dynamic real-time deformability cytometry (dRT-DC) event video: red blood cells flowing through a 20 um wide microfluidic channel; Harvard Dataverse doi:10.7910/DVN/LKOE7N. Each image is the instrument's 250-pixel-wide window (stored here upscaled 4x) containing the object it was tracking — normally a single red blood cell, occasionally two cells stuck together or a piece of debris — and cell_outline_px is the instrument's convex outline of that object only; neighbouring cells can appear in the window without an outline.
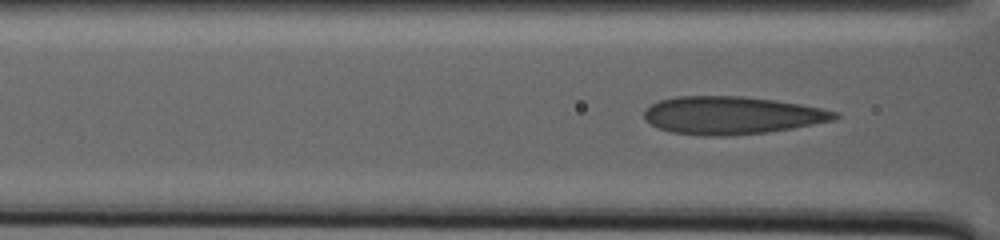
{"species": "human", "species_latin": "Homo sapiens", "temperature_condition": "warm", "stored_images_in_passage": 72, "camera_frame_rate_fps": 3000, "um_per_image_px": 0.085, "donor": {"sex": "male"}, "frame": {"image": 1, "passage_image": 50, "time_ms": 16.333, "image_size_px": [1000, 240], "cell_outline_px": [[840, 116], [836, 120], [792, 128], [768, 132], [728, 136], [704, 136], [672, 132], [660, 128], [644, 120], [644, 112], [652, 104], [660, 100], [676, 96], [740, 96], [772, 100], [800, 104], [840, 112]], "centroid_in_image_um": [62.22, 9.81], "position_along_channel_um": 104.4, "area_um2": 41.91}}
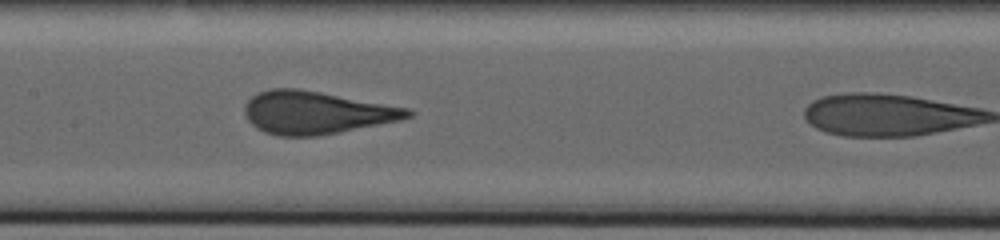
{"frame": {"image": 2, "passage_image": 64, "time_ms": 21.0, "image_size_px": [1000, 240], "cell_outline_px": [[416, 112], [412, 116], [404, 120], [340, 132], [316, 136], [276, 136], [264, 132], [256, 128], [248, 120], [244, 112], [244, 104], [256, 92], [272, 88], [296, 88], [320, 92], [408, 108]], "centroid_in_image_um": [26.87, 9.58], "position_along_channel_um": 180.5, "area_um2": 40.86}}
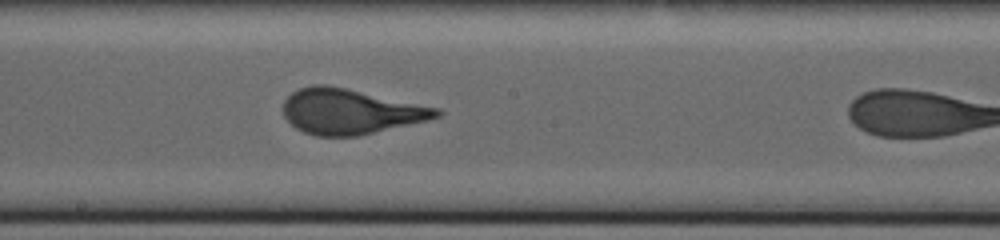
{"frame": {"image": 3, "passage_image": 71, "time_ms": 23.333, "image_size_px": [1000, 240], "cell_outline_px": [[444, 112], [440, 116], [428, 120], [356, 136], [316, 136], [304, 132], [296, 128], [284, 116], [284, 100], [292, 92], [300, 88], [312, 84], [324, 84], [344, 88], [440, 108]], "centroid_in_image_um": [29.77, 9.48], "position_along_channel_um": 218.4, "area_um2": 40.06}}